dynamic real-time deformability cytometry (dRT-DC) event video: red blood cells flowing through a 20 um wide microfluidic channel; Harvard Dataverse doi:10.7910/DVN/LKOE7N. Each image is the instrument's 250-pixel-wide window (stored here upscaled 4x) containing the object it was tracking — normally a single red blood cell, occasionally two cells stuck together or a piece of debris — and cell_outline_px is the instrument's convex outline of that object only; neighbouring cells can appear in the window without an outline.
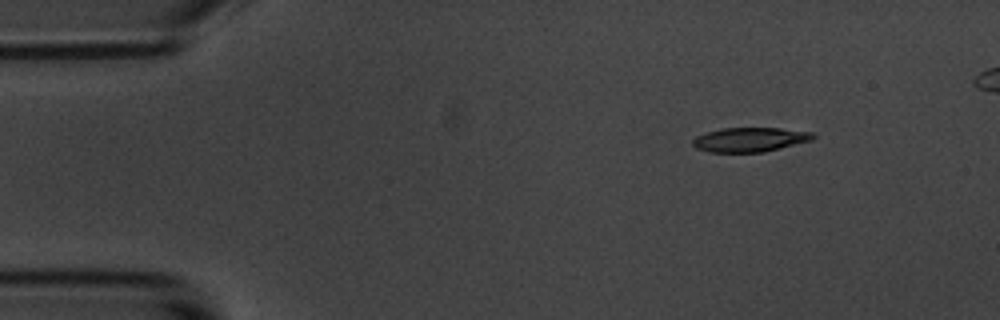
{"species": "common noctule bat (a hibernating species)", "species_latin": "Nyctalus noctula", "temperature_condition": "room temperature", "stored_images_in_passage": 45, "camera_frame_rate_fps": 3000, "um_per_image_px": 0.085, "animal": {"sex": "male", "body_mass_g": 20.1, "forearm_length_mm": 53.5}, "frame": {"image": 1, "passage_image": 1, "time_ms": 0.0, "image_size_px": [1000, 320], "cell_outline_px": [[816, 136], [812, 140], [764, 152], [708, 152], [696, 148], [692, 144], [692, 140], [696, 136], [720, 128], [780, 128], [812, 132]], "centroid_in_image_um": [63.73, 11.86], "position_along_channel_um": 21.3, "area_um2": 17.05}}
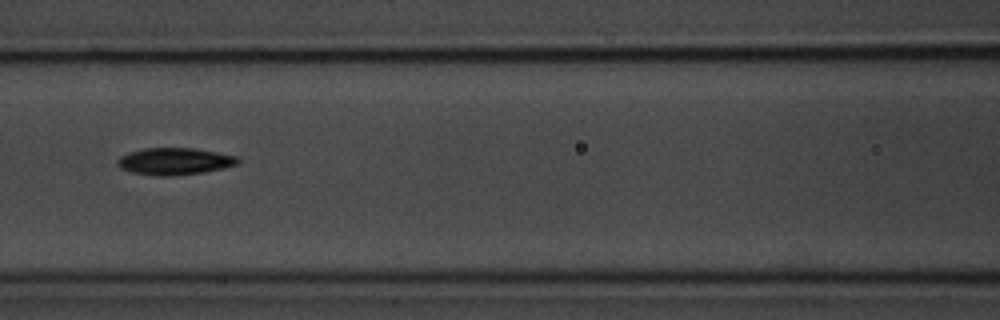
{"frame": {"image": 2, "passage_image": 18, "time_ms": 5.667, "image_size_px": [1000, 320], "cell_outline_px": [[240, 164], [224, 168], [204, 172], [168, 176], [156, 176], [132, 172], [120, 168], [116, 164], [116, 160], [120, 156], [144, 148], [192, 148], [216, 152], [236, 156], [240, 160]], "centroid_in_image_um": [14.85, 13.72], "position_along_channel_um": 151.8, "area_um2": 18.9}}
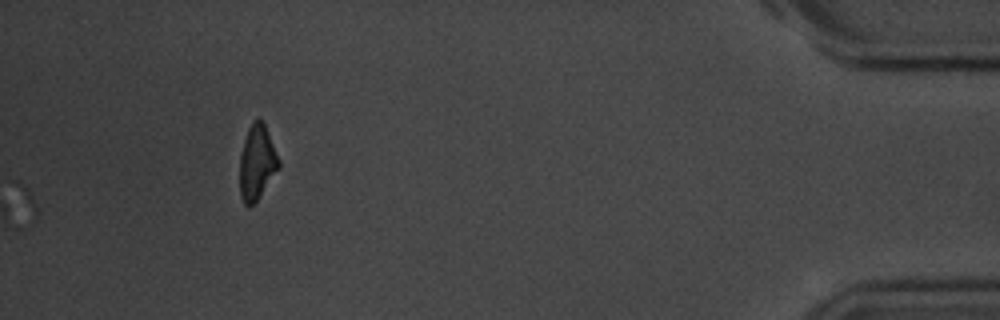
{"frame": {"image": 3, "passage_image": 45, "time_ms": 14.667, "image_size_px": [1000, 320], "cell_outline_px": [[280, 168], [256, 200], [252, 204], [244, 204], [240, 196], [240, 156], [244, 140], [248, 128], [252, 120], [260, 120], [264, 124], [280, 160]], "centroid_in_image_um": [21.84, 13.8], "position_along_channel_um": 413.4, "area_um2": 16.7}, "authors_computed_cell_mechanics": {"area_um2": 18.0336, "velocity_mm_per_s": 3.6241, "shape_relaxation_time_tau1_ms": 3.0007, "shape_relaxation_time_tau2_ms": 7.2606, "deformation_change_tau1": 0.1367, "deformation_change_tau2": 0.1489}}